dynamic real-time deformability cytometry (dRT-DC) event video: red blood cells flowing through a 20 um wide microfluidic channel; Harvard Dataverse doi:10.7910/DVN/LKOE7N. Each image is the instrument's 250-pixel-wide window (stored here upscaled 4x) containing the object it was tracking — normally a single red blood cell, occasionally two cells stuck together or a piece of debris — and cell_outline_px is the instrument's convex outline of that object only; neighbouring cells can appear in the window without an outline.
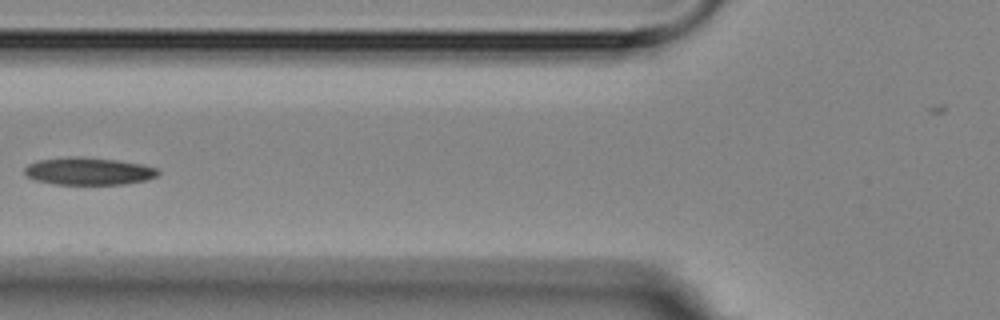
{"species": "Egyptian fruit bat (a non-hibernating species)", "species_latin": "Rousettus aegyptiacus", "temperature_condition": "room temperature", "stored_images_in_passage": 9, "camera_frame_rate_fps": 3000, "um_per_image_px": 0.085, "animal": {"sex": "female"}, "frame": {"image": 1, "passage_image": 6, "time_ms": 6.0, "image_size_px": [1000, 320], "cell_outline_px": [[160, 172], [156, 176], [148, 180], [124, 184], [52, 184], [36, 180], [28, 176], [24, 172], [24, 168], [28, 164], [40, 160], [68, 156], [80, 156], [116, 160], [140, 164], [156, 168]], "centroid_in_image_um": [7.52, 14.55], "position_along_channel_um": 118.3, "area_um2": 21.33}}
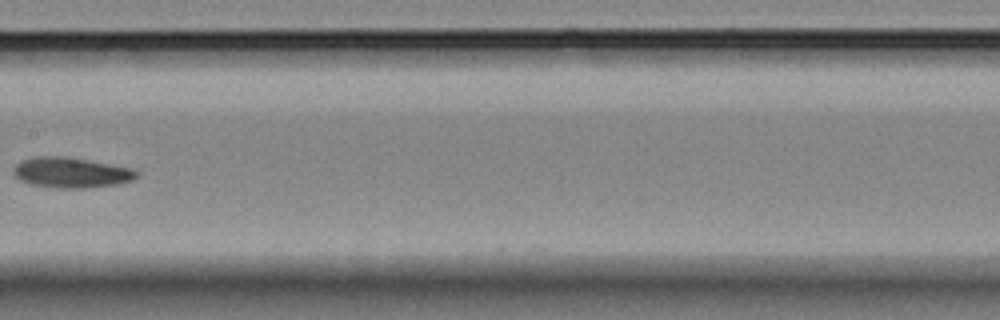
{"frame": {"image": 2, "passage_image": 8, "time_ms": 8.333, "image_size_px": [1000, 320], "cell_outline_px": [[136, 176], [132, 180], [116, 184], [84, 188], [60, 188], [28, 184], [20, 180], [12, 172], [12, 168], [20, 160], [36, 156], [68, 156], [132, 168], [136, 172]], "centroid_in_image_um": [5.98, 14.65], "position_along_channel_um": 201.4, "area_um2": 21.85}}
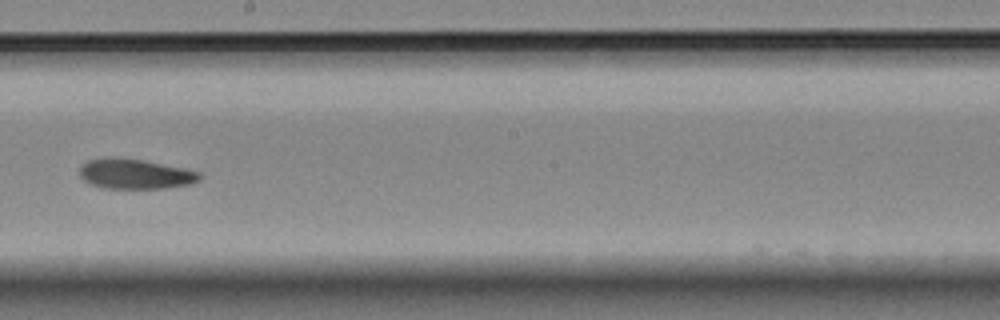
{"frame": {"image": 3, "passage_image": 9, "time_ms": 9.333, "image_size_px": [1000, 320], "cell_outline_px": [[204, 176], [200, 180], [192, 184], [164, 188], [100, 188], [84, 180], [80, 176], [80, 164], [88, 160], [104, 156], [112, 156], [144, 160], [184, 168], [200, 172]], "centroid_in_image_um": [11.49, 14.77], "position_along_channel_um": 236.7, "area_um2": 21.39}}